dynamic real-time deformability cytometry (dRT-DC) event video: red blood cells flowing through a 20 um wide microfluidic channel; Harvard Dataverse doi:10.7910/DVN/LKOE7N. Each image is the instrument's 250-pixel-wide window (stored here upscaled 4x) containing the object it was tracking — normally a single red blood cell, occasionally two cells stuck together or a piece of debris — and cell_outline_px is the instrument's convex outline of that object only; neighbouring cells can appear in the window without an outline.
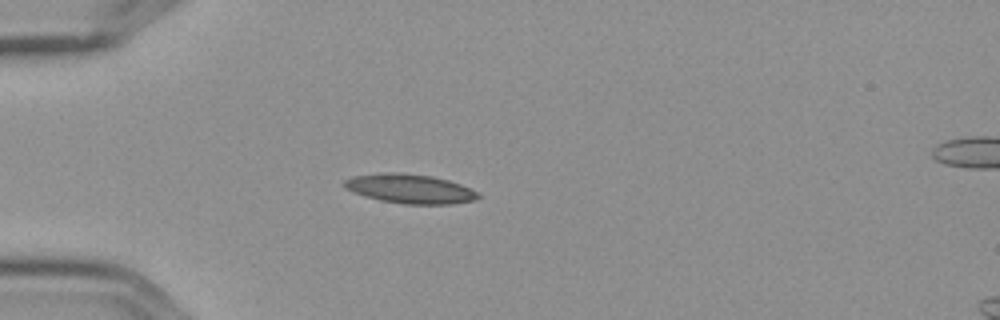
{"species": "Egyptian fruit bat (a non-hibernating species)", "species_latin": "Rousettus aegyptiacus", "temperature_condition": "cold", "stored_images_in_passage": 4, "camera_frame_rate_fps": 3000, "um_per_image_px": 0.085, "frame": {"image": 1, "passage_image": 1, "time_ms": 0.0, "image_size_px": [1000, 320], "cell_outline_px": [[480, 196], [476, 200], [452, 204], [404, 204], [380, 200], [364, 196], [344, 188], [344, 180], [352, 176], [380, 172], [400, 172], [432, 176], [448, 180], [460, 184], [476, 192]], "centroid_in_image_um": [34.81, 16.04], "position_along_channel_um": 50.2, "area_um2": 22.89}}
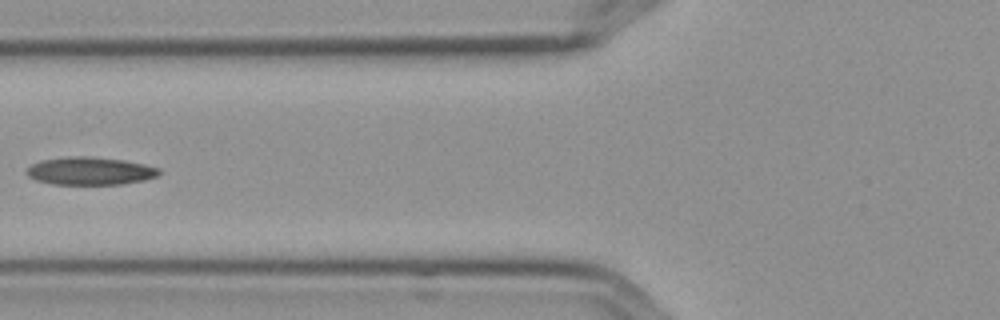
{"frame": {"image": 2, "passage_image": 3, "time_ms": 0.667, "image_size_px": [1000, 320], "cell_outline_px": [[160, 176], [144, 180], [120, 184], [52, 184], [36, 180], [28, 176], [24, 172], [32, 164], [40, 160], [68, 156], [88, 156], [124, 160], [144, 164], [160, 168]], "centroid_in_image_um": [7.66, 14.53], "position_along_channel_um": 118.1, "area_um2": 21.62}}
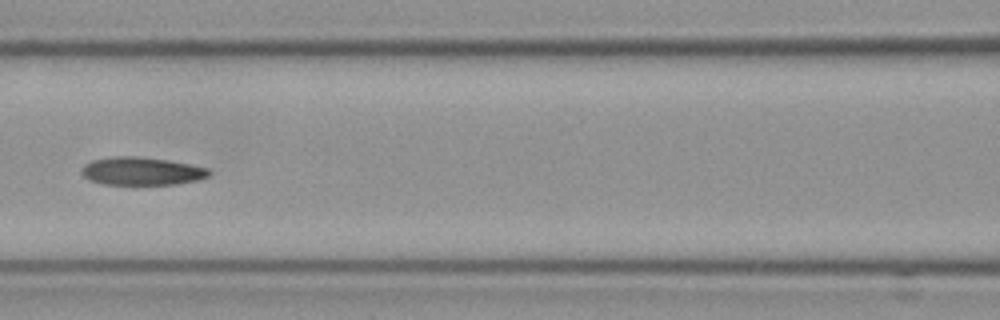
{"frame": {"image": 3, "passage_image": 4, "time_ms": 1.0, "image_size_px": [1000, 320], "cell_outline_px": [[212, 172], [208, 176], [200, 180], [176, 184], [104, 184], [88, 180], [80, 172], [80, 168], [84, 164], [92, 160], [112, 156], [140, 156], [168, 160], [208, 168]], "centroid_in_image_um": [12.02, 14.54], "position_along_channel_um": 154.6, "area_um2": 20.98}}